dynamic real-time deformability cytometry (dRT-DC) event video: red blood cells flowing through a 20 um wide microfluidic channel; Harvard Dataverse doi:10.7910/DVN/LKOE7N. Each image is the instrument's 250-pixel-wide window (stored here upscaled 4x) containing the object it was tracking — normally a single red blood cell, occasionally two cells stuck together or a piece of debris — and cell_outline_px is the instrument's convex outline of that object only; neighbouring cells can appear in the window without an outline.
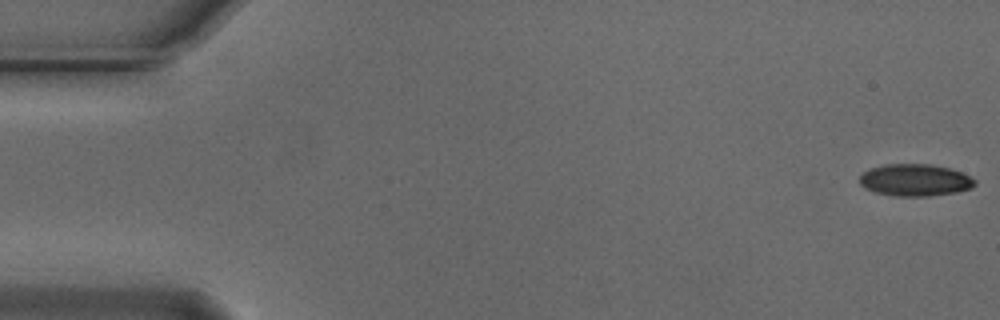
{"species": "Egyptian fruit bat (a non-hibernating species)", "species_latin": "Rousettus aegyptiacus", "temperature_condition": "cold", "stored_images_in_passage": 17, "camera_frame_rate_fps": 3000, "um_per_image_px": 0.085, "animal": {"sex": "male"}, "frame": {"image": 1, "passage_image": 1, "time_ms": 0.0, "image_size_px": [1000, 320], "cell_outline_px": [[976, 184], [972, 188], [956, 192], [928, 196], [896, 196], [876, 192], [864, 188], [860, 184], [860, 176], [868, 168], [884, 164], [932, 164], [948, 168], [960, 172], [976, 180]], "centroid_in_image_um": [77.76, 15.3], "position_along_channel_um": 7.2, "area_um2": 21.5}}
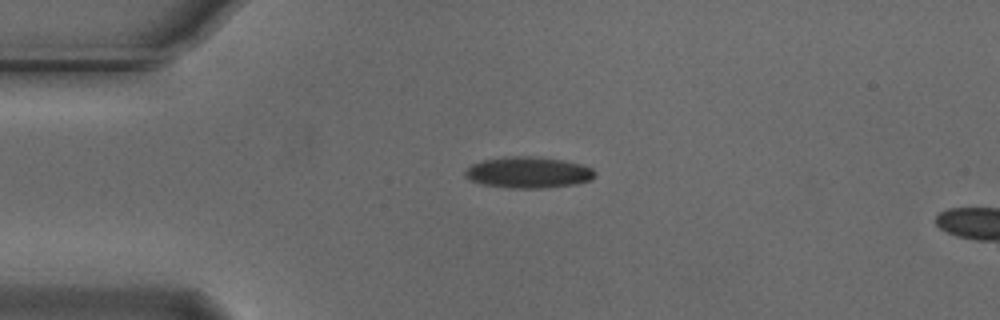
{"frame": {"image": 2, "passage_image": 13, "time_ms": 4.0, "image_size_px": [1000, 320], "cell_outline_px": [[596, 176], [592, 180], [576, 184], [544, 188], [508, 188], [480, 184], [468, 180], [464, 176], [464, 172], [472, 164], [484, 160], [504, 156], [532, 156], [564, 160], [580, 164], [592, 168], [596, 172]], "centroid_in_image_um": [44.9, 14.66], "position_along_channel_um": 40.1, "area_um2": 23.93}}